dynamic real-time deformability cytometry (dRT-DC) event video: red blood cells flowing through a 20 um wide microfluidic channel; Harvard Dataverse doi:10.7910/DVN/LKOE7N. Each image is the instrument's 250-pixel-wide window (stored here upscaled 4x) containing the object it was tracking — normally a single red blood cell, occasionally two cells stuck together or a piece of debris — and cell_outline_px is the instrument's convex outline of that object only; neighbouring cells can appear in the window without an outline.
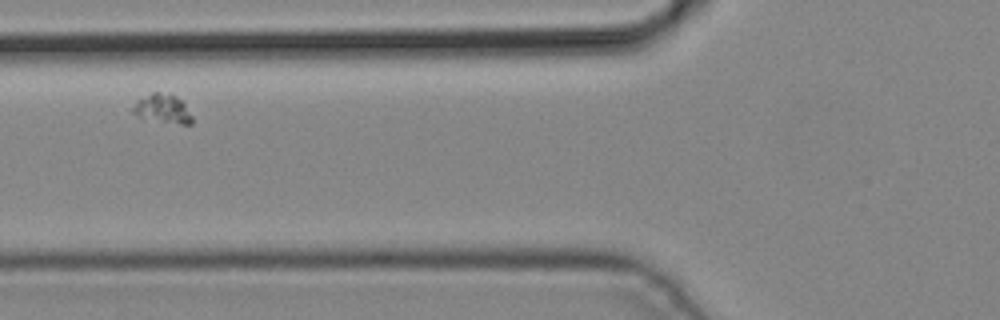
{"species": "common noctule bat (a hibernating species)", "species_latin": "Nyctalus noctula", "temperature_condition": "cold", "stored_images_in_passage": 3, "camera_frame_rate_fps": 3000, "um_per_image_px": 0.085, "animal": {"sex": "male", "body_mass_g": 19.2, "forearm_length_mm": 51.8}, "frame": {"image": 1, "passage_image": 2, "time_ms": 0.333, "image_size_px": [1000, 320], "cell_outline_px": [[192, 124], [180, 124], [140, 120], [132, 112], [132, 108], [136, 100], [152, 92], [160, 92], [176, 96], [184, 104], [192, 116]], "centroid_in_image_um": [13.76, 9.27], "position_along_channel_um": 112.0, "area_um2": 10.29}}